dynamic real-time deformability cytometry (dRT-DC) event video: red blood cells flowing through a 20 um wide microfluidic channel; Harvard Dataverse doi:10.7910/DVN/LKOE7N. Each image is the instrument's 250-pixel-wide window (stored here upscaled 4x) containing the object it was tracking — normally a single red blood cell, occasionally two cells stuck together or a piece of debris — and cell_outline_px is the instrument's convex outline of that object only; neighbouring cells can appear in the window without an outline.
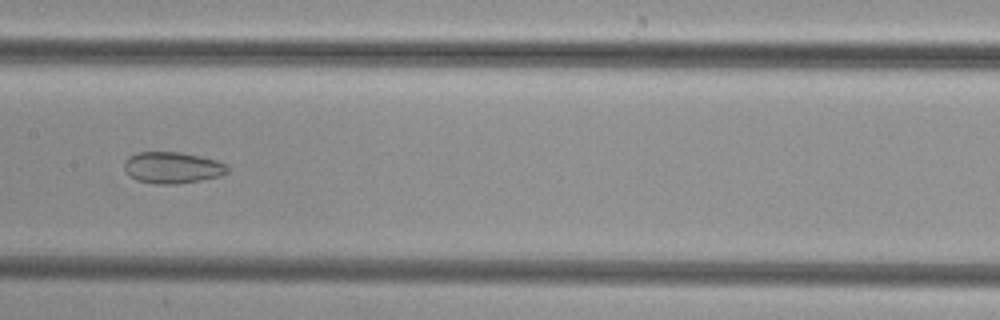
{"species": "common noctule bat (a hibernating species)", "species_latin": "Nyctalus noctula", "temperature_condition": "cold", "stored_images_in_passage": 50, "segment_of_instrument_passage": [2, 2], "camera_frame_rate_fps": 3000, "um_per_image_px": 0.085, "animal": {"sex": "female", "body_mass_g": 29.2, "forearm_length_mm": 56.3}, "frame": {"image": 1, "passage_image": 26, "time_ms": 8.333, "image_size_px": [1000, 320], "cell_outline_px": [[228, 172], [220, 176], [200, 180], [176, 184], [152, 184], [136, 180], [124, 168], [124, 160], [128, 156], [136, 152], [180, 152], [200, 156], [216, 160], [224, 164], [228, 168]], "centroid_in_image_um": [14.62, 14.24], "position_along_channel_um": 192.8, "area_um2": 18.9}}
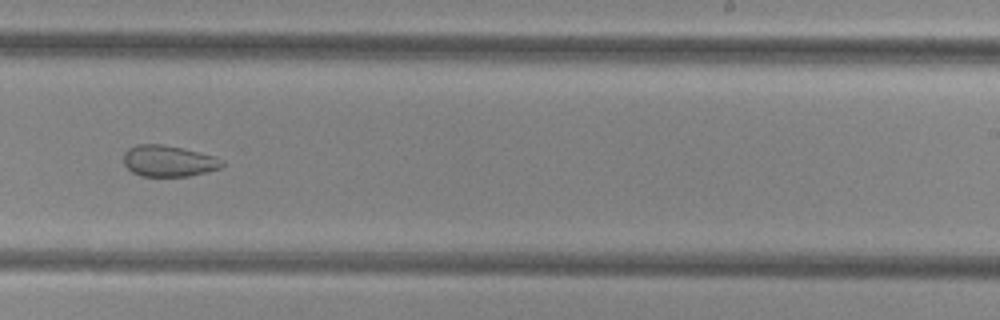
{"frame": {"image": 2, "passage_image": 32, "time_ms": 10.333, "image_size_px": [1000, 320], "cell_outline_px": [[224, 164], [220, 168], [188, 176], [140, 176], [132, 172], [124, 164], [124, 152], [128, 148], [136, 144], [160, 144], [184, 148], [216, 156], [224, 160]], "centroid_in_image_um": [14.33, 13.67], "position_along_channel_um": 274.7, "area_um2": 18.03}}
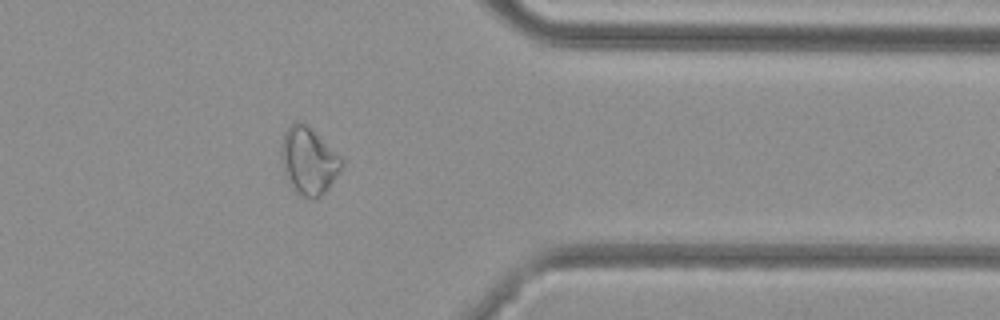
{"frame": {"image": 3, "passage_image": 41, "time_ms": 13.333, "image_size_px": [1000, 320], "cell_outline_px": [[344, 164], [340, 172], [328, 188], [320, 196], [312, 200], [300, 196], [292, 188], [284, 176], [280, 152], [280, 144], [284, 132], [296, 120], [304, 124], [340, 156], [344, 160]], "centroid_in_image_um": [26.2, 13.73], "position_along_channel_um": 385.2, "area_um2": 23.58}}